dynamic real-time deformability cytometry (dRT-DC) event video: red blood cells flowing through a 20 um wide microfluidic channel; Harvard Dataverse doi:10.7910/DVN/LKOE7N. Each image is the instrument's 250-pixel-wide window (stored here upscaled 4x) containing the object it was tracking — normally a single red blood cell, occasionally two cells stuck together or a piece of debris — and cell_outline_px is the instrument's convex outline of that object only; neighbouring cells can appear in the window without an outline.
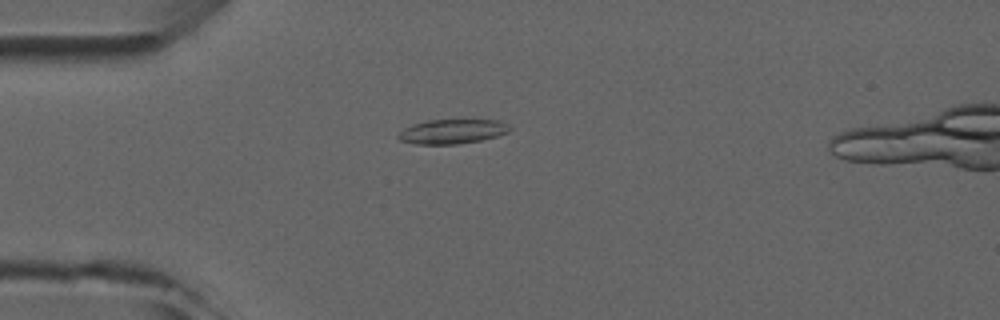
{"species": "common noctule bat (a hibernating species)", "species_latin": "Nyctalus noctula", "temperature_condition": "room temperature", "stored_images_in_passage": 6, "camera_frame_rate_fps": 3000, "um_per_image_px": 0.085, "animal": {"sex": "male", "forearm_length_mm": 52.5}, "frame": {"image": 1, "passage_image": 4, "time_ms": 4.333, "image_size_px": [1000, 320], "cell_outline_px": [[512, 128], [508, 132], [496, 136], [480, 140], [456, 144], [416, 144], [400, 140], [396, 136], [404, 128], [412, 124], [428, 120], [500, 120], [508, 124]], "centroid_in_image_um": [38.44, 11.17], "position_along_channel_um": 46.6, "area_um2": 15.84}}
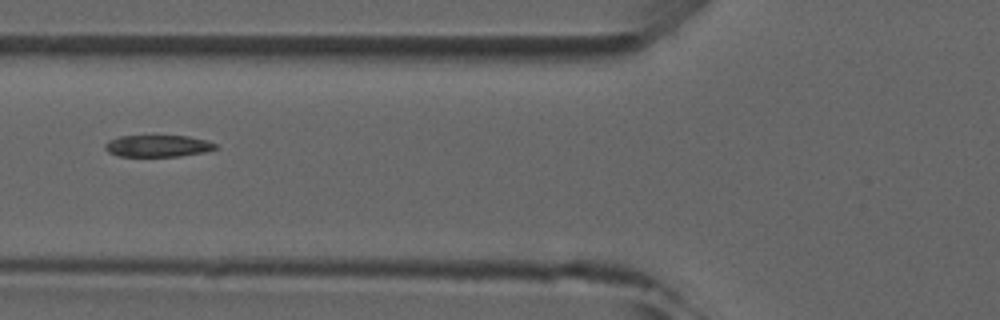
{"frame": {"image": 2, "passage_image": 6, "time_ms": 6.333, "image_size_px": [1000, 320], "cell_outline_px": [[216, 148], [204, 152], [180, 156], [120, 156], [108, 152], [104, 148], [104, 144], [108, 140], [120, 136], [188, 136], [208, 140], [216, 144]], "centroid_in_image_um": [13.4, 12.4], "position_along_channel_um": 112.4, "area_um2": 13.99}}